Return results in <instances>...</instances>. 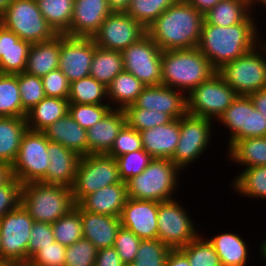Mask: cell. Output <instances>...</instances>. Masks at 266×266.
Segmentation results:
<instances>
[{"instance_id": "obj_1", "label": "cell", "mask_w": 266, "mask_h": 266, "mask_svg": "<svg viewBox=\"0 0 266 266\" xmlns=\"http://www.w3.org/2000/svg\"><path fill=\"white\" fill-rule=\"evenodd\" d=\"M257 22L252 13L242 23L226 27L209 24L204 19L197 48L218 70L225 63L252 50L264 39Z\"/></svg>"}, {"instance_id": "obj_2", "label": "cell", "mask_w": 266, "mask_h": 266, "mask_svg": "<svg viewBox=\"0 0 266 266\" xmlns=\"http://www.w3.org/2000/svg\"><path fill=\"white\" fill-rule=\"evenodd\" d=\"M204 15L185 0H177L146 28V34L162 51L198 46Z\"/></svg>"}, {"instance_id": "obj_3", "label": "cell", "mask_w": 266, "mask_h": 266, "mask_svg": "<svg viewBox=\"0 0 266 266\" xmlns=\"http://www.w3.org/2000/svg\"><path fill=\"white\" fill-rule=\"evenodd\" d=\"M216 72L197 47L162 52L161 85L177 89L186 96Z\"/></svg>"}, {"instance_id": "obj_4", "label": "cell", "mask_w": 266, "mask_h": 266, "mask_svg": "<svg viewBox=\"0 0 266 266\" xmlns=\"http://www.w3.org/2000/svg\"><path fill=\"white\" fill-rule=\"evenodd\" d=\"M20 204L35 222L50 224L76 206L72 188L41 182L22 185Z\"/></svg>"}, {"instance_id": "obj_5", "label": "cell", "mask_w": 266, "mask_h": 266, "mask_svg": "<svg viewBox=\"0 0 266 266\" xmlns=\"http://www.w3.org/2000/svg\"><path fill=\"white\" fill-rule=\"evenodd\" d=\"M181 172L170 159L153 158L143 172L126 182L127 196L156 202L173 200Z\"/></svg>"}, {"instance_id": "obj_6", "label": "cell", "mask_w": 266, "mask_h": 266, "mask_svg": "<svg viewBox=\"0 0 266 266\" xmlns=\"http://www.w3.org/2000/svg\"><path fill=\"white\" fill-rule=\"evenodd\" d=\"M217 72L238 95L248 96L266 89V40L241 57L225 63Z\"/></svg>"}, {"instance_id": "obj_7", "label": "cell", "mask_w": 266, "mask_h": 266, "mask_svg": "<svg viewBox=\"0 0 266 266\" xmlns=\"http://www.w3.org/2000/svg\"><path fill=\"white\" fill-rule=\"evenodd\" d=\"M0 24L30 44L58 35L40 12L36 0H13L0 16Z\"/></svg>"}, {"instance_id": "obj_8", "label": "cell", "mask_w": 266, "mask_h": 266, "mask_svg": "<svg viewBox=\"0 0 266 266\" xmlns=\"http://www.w3.org/2000/svg\"><path fill=\"white\" fill-rule=\"evenodd\" d=\"M49 140L40 131L27 130L21 139L19 151L11 166L12 176L22 185L30 182L46 184L50 160L47 146Z\"/></svg>"}, {"instance_id": "obj_9", "label": "cell", "mask_w": 266, "mask_h": 266, "mask_svg": "<svg viewBox=\"0 0 266 266\" xmlns=\"http://www.w3.org/2000/svg\"><path fill=\"white\" fill-rule=\"evenodd\" d=\"M180 202L175 198L159 202L158 207L157 238L171 249L184 247L202 233Z\"/></svg>"}, {"instance_id": "obj_10", "label": "cell", "mask_w": 266, "mask_h": 266, "mask_svg": "<svg viewBox=\"0 0 266 266\" xmlns=\"http://www.w3.org/2000/svg\"><path fill=\"white\" fill-rule=\"evenodd\" d=\"M238 94L216 72L187 96V113L217 122Z\"/></svg>"}, {"instance_id": "obj_11", "label": "cell", "mask_w": 266, "mask_h": 266, "mask_svg": "<svg viewBox=\"0 0 266 266\" xmlns=\"http://www.w3.org/2000/svg\"><path fill=\"white\" fill-rule=\"evenodd\" d=\"M213 123L211 119L188 113L179 118L180 137L171 161L182 171L193 165V162L196 163L207 148H210L209 143L214 136Z\"/></svg>"}, {"instance_id": "obj_12", "label": "cell", "mask_w": 266, "mask_h": 266, "mask_svg": "<svg viewBox=\"0 0 266 266\" xmlns=\"http://www.w3.org/2000/svg\"><path fill=\"white\" fill-rule=\"evenodd\" d=\"M122 182L116 159L106 154H88L80 158L73 198L77 204L83 197L106 186Z\"/></svg>"}, {"instance_id": "obj_13", "label": "cell", "mask_w": 266, "mask_h": 266, "mask_svg": "<svg viewBox=\"0 0 266 266\" xmlns=\"http://www.w3.org/2000/svg\"><path fill=\"white\" fill-rule=\"evenodd\" d=\"M33 223V218L21 204L0 218L2 261L12 262L17 266L27 265Z\"/></svg>"}, {"instance_id": "obj_14", "label": "cell", "mask_w": 266, "mask_h": 266, "mask_svg": "<svg viewBox=\"0 0 266 266\" xmlns=\"http://www.w3.org/2000/svg\"><path fill=\"white\" fill-rule=\"evenodd\" d=\"M217 121L230 131L227 149L241 139L266 137V119L254 107L249 96L238 95Z\"/></svg>"}, {"instance_id": "obj_15", "label": "cell", "mask_w": 266, "mask_h": 266, "mask_svg": "<svg viewBox=\"0 0 266 266\" xmlns=\"http://www.w3.org/2000/svg\"><path fill=\"white\" fill-rule=\"evenodd\" d=\"M162 52L145 34L122 51L124 71L134 75L145 86L160 85Z\"/></svg>"}, {"instance_id": "obj_16", "label": "cell", "mask_w": 266, "mask_h": 266, "mask_svg": "<svg viewBox=\"0 0 266 266\" xmlns=\"http://www.w3.org/2000/svg\"><path fill=\"white\" fill-rule=\"evenodd\" d=\"M146 34V29L126 12H112L92 36L101 48L123 51Z\"/></svg>"}, {"instance_id": "obj_17", "label": "cell", "mask_w": 266, "mask_h": 266, "mask_svg": "<svg viewBox=\"0 0 266 266\" xmlns=\"http://www.w3.org/2000/svg\"><path fill=\"white\" fill-rule=\"evenodd\" d=\"M92 37H70L60 34V69L69 82L90 76L92 57L95 52Z\"/></svg>"}, {"instance_id": "obj_18", "label": "cell", "mask_w": 266, "mask_h": 266, "mask_svg": "<svg viewBox=\"0 0 266 266\" xmlns=\"http://www.w3.org/2000/svg\"><path fill=\"white\" fill-rule=\"evenodd\" d=\"M158 207L159 202L128 197L120 216L121 226L141 240L157 239Z\"/></svg>"}, {"instance_id": "obj_19", "label": "cell", "mask_w": 266, "mask_h": 266, "mask_svg": "<svg viewBox=\"0 0 266 266\" xmlns=\"http://www.w3.org/2000/svg\"><path fill=\"white\" fill-rule=\"evenodd\" d=\"M137 108L154 110L179 119L187 113L186 95L165 85L145 86L133 103Z\"/></svg>"}, {"instance_id": "obj_20", "label": "cell", "mask_w": 266, "mask_h": 266, "mask_svg": "<svg viewBox=\"0 0 266 266\" xmlns=\"http://www.w3.org/2000/svg\"><path fill=\"white\" fill-rule=\"evenodd\" d=\"M111 13L107 0H74L72 21L65 35L92 37Z\"/></svg>"}, {"instance_id": "obj_21", "label": "cell", "mask_w": 266, "mask_h": 266, "mask_svg": "<svg viewBox=\"0 0 266 266\" xmlns=\"http://www.w3.org/2000/svg\"><path fill=\"white\" fill-rule=\"evenodd\" d=\"M50 164L46 173V184L64 185L72 188L80 156L62 144L48 142Z\"/></svg>"}, {"instance_id": "obj_22", "label": "cell", "mask_w": 266, "mask_h": 266, "mask_svg": "<svg viewBox=\"0 0 266 266\" xmlns=\"http://www.w3.org/2000/svg\"><path fill=\"white\" fill-rule=\"evenodd\" d=\"M140 135L144 151L152 158L171 160L180 137L179 119L140 131Z\"/></svg>"}, {"instance_id": "obj_23", "label": "cell", "mask_w": 266, "mask_h": 266, "mask_svg": "<svg viewBox=\"0 0 266 266\" xmlns=\"http://www.w3.org/2000/svg\"><path fill=\"white\" fill-rule=\"evenodd\" d=\"M127 198V184L122 181L83 197L77 204L87 212L120 217Z\"/></svg>"}, {"instance_id": "obj_24", "label": "cell", "mask_w": 266, "mask_h": 266, "mask_svg": "<svg viewBox=\"0 0 266 266\" xmlns=\"http://www.w3.org/2000/svg\"><path fill=\"white\" fill-rule=\"evenodd\" d=\"M125 124L123 109L112 108L93 127L87 129L88 154H106Z\"/></svg>"}, {"instance_id": "obj_25", "label": "cell", "mask_w": 266, "mask_h": 266, "mask_svg": "<svg viewBox=\"0 0 266 266\" xmlns=\"http://www.w3.org/2000/svg\"><path fill=\"white\" fill-rule=\"evenodd\" d=\"M42 132L50 142L62 144L80 157L88 155L87 130L79 126L69 113Z\"/></svg>"}, {"instance_id": "obj_26", "label": "cell", "mask_w": 266, "mask_h": 266, "mask_svg": "<svg viewBox=\"0 0 266 266\" xmlns=\"http://www.w3.org/2000/svg\"><path fill=\"white\" fill-rule=\"evenodd\" d=\"M83 237L92 242L97 250L114 247L120 217L84 211L81 208Z\"/></svg>"}, {"instance_id": "obj_27", "label": "cell", "mask_w": 266, "mask_h": 266, "mask_svg": "<svg viewBox=\"0 0 266 266\" xmlns=\"http://www.w3.org/2000/svg\"><path fill=\"white\" fill-rule=\"evenodd\" d=\"M30 43L0 24V73L25 72Z\"/></svg>"}, {"instance_id": "obj_28", "label": "cell", "mask_w": 266, "mask_h": 266, "mask_svg": "<svg viewBox=\"0 0 266 266\" xmlns=\"http://www.w3.org/2000/svg\"><path fill=\"white\" fill-rule=\"evenodd\" d=\"M60 56V34L53 39L30 45L25 72L43 77L58 69Z\"/></svg>"}, {"instance_id": "obj_29", "label": "cell", "mask_w": 266, "mask_h": 266, "mask_svg": "<svg viewBox=\"0 0 266 266\" xmlns=\"http://www.w3.org/2000/svg\"><path fill=\"white\" fill-rule=\"evenodd\" d=\"M204 236L213 245L222 266H248L250 247L241 235L225 231L209 238Z\"/></svg>"}, {"instance_id": "obj_30", "label": "cell", "mask_w": 266, "mask_h": 266, "mask_svg": "<svg viewBox=\"0 0 266 266\" xmlns=\"http://www.w3.org/2000/svg\"><path fill=\"white\" fill-rule=\"evenodd\" d=\"M227 150V161L240 169L266 166V137H251L235 141ZM243 166V167H242Z\"/></svg>"}, {"instance_id": "obj_31", "label": "cell", "mask_w": 266, "mask_h": 266, "mask_svg": "<svg viewBox=\"0 0 266 266\" xmlns=\"http://www.w3.org/2000/svg\"><path fill=\"white\" fill-rule=\"evenodd\" d=\"M68 112V99L45 97L27 112V128L42 132Z\"/></svg>"}, {"instance_id": "obj_32", "label": "cell", "mask_w": 266, "mask_h": 266, "mask_svg": "<svg viewBox=\"0 0 266 266\" xmlns=\"http://www.w3.org/2000/svg\"><path fill=\"white\" fill-rule=\"evenodd\" d=\"M27 130L26 117H0V162L12 166Z\"/></svg>"}, {"instance_id": "obj_33", "label": "cell", "mask_w": 266, "mask_h": 266, "mask_svg": "<svg viewBox=\"0 0 266 266\" xmlns=\"http://www.w3.org/2000/svg\"><path fill=\"white\" fill-rule=\"evenodd\" d=\"M145 85L129 72H120L107 87L111 108L124 109L133 104Z\"/></svg>"}, {"instance_id": "obj_34", "label": "cell", "mask_w": 266, "mask_h": 266, "mask_svg": "<svg viewBox=\"0 0 266 266\" xmlns=\"http://www.w3.org/2000/svg\"><path fill=\"white\" fill-rule=\"evenodd\" d=\"M251 14V0H221L205 15L209 24L232 26L242 23Z\"/></svg>"}, {"instance_id": "obj_35", "label": "cell", "mask_w": 266, "mask_h": 266, "mask_svg": "<svg viewBox=\"0 0 266 266\" xmlns=\"http://www.w3.org/2000/svg\"><path fill=\"white\" fill-rule=\"evenodd\" d=\"M124 71L122 51L95 47L92 57L90 76L108 87L111 81Z\"/></svg>"}, {"instance_id": "obj_36", "label": "cell", "mask_w": 266, "mask_h": 266, "mask_svg": "<svg viewBox=\"0 0 266 266\" xmlns=\"http://www.w3.org/2000/svg\"><path fill=\"white\" fill-rule=\"evenodd\" d=\"M235 174L230 183L233 193L246 198L266 199V166H256Z\"/></svg>"}, {"instance_id": "obj_37", "label": "cell", "mask_w": 266, "mask_h": 266, "mask_svg": "<svg viewBox=\"0 0 266 266\" xmlns=\"http://www.w3.org/2000/svg\"><path fill=\"white\" fill-rule=\"evenodd\" d=\"M43 17L57 34H65L72 21L74 0H36Z\"/></svg>"}, {"instance_id": "obj_38", "label": "cell", "mask_w": 266, "mask_h": 266, "mask_svg": "<svg viewBox=\"0 0 266 266\" xmlns=\"http://www.w3.org/2000/svg\"><path fill=\"white\" fill-rule=\"evenodd\" d=\"M68 101L77 104H109L107 87L94 77L81 78L70 83Z\"/></svg>"}, {"instance_id": "obj_39", "label": "cell", "mask_w": 266, "mask_h": 266, "mask_svg": "<svg viewBox=\"0 0 266 266\" xmlns=\"http://www.w3.org/2000/svg\"><path fill=\"white\" fill-rule=\"evenodd\" d=\"M22 108L17 74L0 73V117H26Z\"/></svg>"}, {"instance_id": "obj_40", "label": "cell", "mask_w": 266, "mask_h": 266, "mask_svg": "<svg viewBox=\"0 0 266 266\" xmlns=\"http://www.w3.org/2000/svg\"><path fill=\"white\" fill-rule=\"evenodd\" d=\"M52 230L56 242L70 246L83 237L81 207L76 204L69 213L52 223Z\"/></svg>"}, {"instance_id": "obj_41", "label": "cell", "mask_w": 266, "mask_h": 266, "mask_svg": "<svg viewBox=\"0 0 266 266\" xmlns=\"http://www.w3.org/2000/svg\"><path fill=\"white\" fill-rule=\"evenodd\" d=\"M123 111L126 117V124L139 132L168 124L173 120L166 113L157 112L152 109L137 108L134 104L125 107Z\"/></svg>"}, {"instance_id": "obj_42", "label": "cell", "mask_w": 266, "mask_h": 266, "mask_svg": "<svg viewBox=\"0 0 266 266\" xmlns=\"http://www.w3.org/2000/svg\"><path fill=\"white\" fill-rule=\"evenodd\" d=\"M203 235L200 234L180 250L187 256L190 266H222L213 245Z\"/></svg>"}, {"instance_id": "obj_43", "label": "cell", "mask_w": 266, "mask_h": 266, "mask_svg": "<svg viewBox=\"0 0 266 266\" xmlns=\"http://www.w3.org/2000/svg\"><path fill=\"white\" fill-rule=\"evenodd\" d=\"M177 0H131L126 13L138 21L145 29Z\"/></svg>"}, {"instance_id": "obj_44", "label": "cell", "mask_w": 266, "mask_h": 266, "mask_svg": "<svg viewBox=\"0 0 266 266\" xmlns=\"http://www.w3.org/2000/svg\"><path fill=\"white\" fill-rule=\"evenodd\" d=\"M171 250V248L163 244L158 238L141 240L133 265L166 266Z\"/></svg>"}, {"instance_id": "obj_45", "label": "cell", "mask_w": 266, "mask_h": 266, "mask_svg": "<svg viewBox=\"0 0 266 266\" xmlns=\"http://www.w3.org/2000/svg\"><path fill=\"white\" fill-rule=\"evenodd\" d=\"M22 108L28 112L46 97L41 77L22 72L17 74Z\"/></svg>"}, {"instance_id": "obj_46", "label": "cell", "mask_w": 266, "mask_h": 266, "mask_svg": "<svg viewBox=\"0 0 266 266\" xmlns=\"http://www.w3.org/2000/svg\"><path fill=\"white\" fill-rule=\"evenodd\" d=\"M110 104H77L69 103V114L86 130L93 127L110 110Z\"/></svg>"}, {"instance_id": "obj_47", "label": "cell", "mask_w": 266, "mask_h": 266, "mask_svg": "<svg viewBox=\"0 0 266 266\" xmlns=\"http://www.w3.org/2000/svg\"><path fill=\"white\" fill-rule=\"evenodd\" d=\"M115 159L120 179L126 183L129 179L143 172L153 158L144 150H137Z\"/></svg>"}, {"instance_id": "obj_48", "label": "cell", "mask_w": 266, "mask_h": 266, "mask_svg": "<svg viewBox=\"0 0 266 266\" xmlns=\"http://www.w3.org/2000/svg\"><path fill=\"white\" fill-rule=\"evenodd\" d=\"M64 266H95L97 249L88 239L82 237L66 247Z\"/></svg>"}, {"instance_id": "obj_49", "label": "cell", "mask_w": 266, "mask_h": 266, "mask_svg": "<svg viewBox=\"0 0 266 266\" xmlns=\"http://www.w3.org/2000/svg\"><path fill=\"white\" fill-rule=\"evenodd\" d=\"M137 150H144L140 132L125 124L106 155L117 158Z\"/></svg>"}, {"instance_id": "obj_50", "label": "cell", "mask_w": 266, "mask_h": 266, "mask_svg": "<svg viewBox=\"0 0 266 266\" xmlns=\"http://www.w3.org/2000/svg\"><path fill=\"white\" fill-rule=\"evenodd\" d=\"M141 239L131 230L120 227L117 231L114 248L124 264L133 263Z\"/></svg>"}, {"instance_id": "obj_51", "label": "cell", "mask_w": 266, "mask_h": 266, "mask_svg": "<svg viewBox=\"0 0 266 266\" xmlns=\"http://www.w3.org/2000/svg\"><path fill=\"white\" fill-rule=\"evenodd\" d=\"M66 246L53 242L42 247L27 263L26 266H64Z\"/></svg>"}, {"instance_id": "obj_52", "label": "cell", "mask_w": 266, "mask_h": 266, "mask_svg": "<svg viewBox=\"0 0 266 266\" xmlns=\"http://www.w3.org/2000/svg\"><path fill=\"white\" fill-rule=\"evenodd\" d=\"M46 97L68 99L70 82L60 69L41 77Z\"/></svg>"}, {"instance_id": "obj_53", "label": "cell", "mask_w": 266, "mask_h": 266, "mask_svg": "<svg viewBox=\"0 0 266 266\" xmlns=\"http://www.w3.org/2000/svg\"><path fill=\"white\" fill-rule=\"evenodd\" d=\"M29 238L28 262L42 247L55 242L52 224L34 221Z\"/></svg>"}, {"instance_id": "obj_54", "label": "cell", "mask_w": 266, "mask_h": 266, "mask_svg": "<svg viewBox=\"0 0 266 266\" xmlns=\"http://www.w3.org/2000/svg\"><path fill=\"white\" fill-rule=\"evenodd\" d=\"M21 188L22 184L15 177L0 187V218L20 205Z\"/></svg>"}, {"instance_id": "obj_55", "label": "cell", "mask_w": 266, "mask_h": 266, "mask_svg": "<svg viewBox=\"0 0 266 266\" xmlns=\"http://www.w3.org/2000/svg\"><path fill=\"white\" fill-rule=\"evenodd\" d=\"M123 264L114 247L97 250L95 266H123Z\"/></svg>"}, {"instance_id": "obj_56", "label": "cell", "mask_w": 266, "mask_h": 266, "mask_svg": "<svg viewBox=\"0 0 266 266\" xmlns=\"http://www.w3.org/2000/svg\"><path fill=\"white\" fill-rule=\"evenodd\" d=\"M254 107L266 119V89L258 90L248 95Z\"/></svg>"}, {"instance_id": "obj_57", "label": "cell", "mask_w": 266, "mask_h": 266, "mask_svg": "<svg viewBox=\"0 0 266 266\" xmlns=\"http://www.w3.org/2000/svg\"><path fill=\"white\" fill-rule=\"evenodd\" d=\"M166 266H190L187 256L180 249H172Z\"/></svg>"}, {"instance_id": "obj_58", "label": "cell", "mask_w": 266, "mask_h": 266, "mask_svg": "<svg viewBox=\"0 0 266 266\" xmlns=\"http://www.w3.org/2000/svg\"><path fill=\"white\" fill-rule=\"evenodd\" d=\"M202 15H205L221 0H185Z\"/></svg>"}, {"instance_id": "obj_59", "label": "cell", "mask_w": 266, "mask_h": 266, "mask_svg": "<svg viewBox=\"0 0 266 266\" xmlns=\"http://www.w3.org/2000/svg\"><path fill=\"white\" fill-rule=\"evenodd\" d=\"M112 12H126L131 0H107Z\"/></svg>"}, {"instance_id": "obj_60", "label": "cell", "mask_w": 266, "mask_h": 266, "mask_svg": "<svg viewBox=\"0 0 266 266\" xmlns=\"http://www.w3.org/2000/svg\"><path fill=\"white\" fill-rule=\"evenodd\" d=\"M12 177L11 166L0 162V187L6 184Z\"/></svg>"}, {"instance_id": "obj_61", "label": "cell", "mask_w": 266, "mask_h": 266, "mask_svg": "<svg viewBox=\"0 0 266 266\" xmlns=\"http://www.w3.org/2000/svg\"><path fill=\"white\" fill-rule=\"evenodd\" d=\"M256 5L258 6H263V9L266 10V0H251V13L256 17L257 16V11H256ZM255 6V7H254ZM255 11V12H254ZM256 15H255V14Z\"/></svg>"}, {"instance_id": "obj_62", "label": "cell", "mask_w": 266, "mask_h": 266, "mask_svg": "<svg viewBox=\"0 0 266 266\" xmlns=\"http://www.w3.org/2000/svg\"><path fill=\"white\" fill-rule=\"evenodd\" d=\"M260 249H257L258 250V253L259 256L264 260L266 261V239H264L262 241V243H260V246H259ZM260 250V251H259ZM266 263V262H265Z\"/></svg>"}, {"instance_id": "obj_63", "label": "cell", "mask_w": 266, "mask_h": 266, "mask_svg": "<svg viewBox=\"0 0 266 266\" xmlns=\"http://www.w3.org/2000/svg\"><path fill=\"white\" fill-rule=\"evenodd\" d=\"M13 0H0V16L8 9Z\"/></svg>"}, {"instance_id": "obj_64", "label": "cell", "mask_w": 266, "mask_h": 266, "mask_svg": "<svg viewBox=\"0 0 266 266\" xmlns=\"http://www.w3.org/2000/svg\"><path fill=\"white\" fill-rule=\"evenodd\" d=\"M0 266H17V265L12 262L2 261L0 262Z\"/></svg>"}, {"instance_id": "obj_65", "label": "cell", "mask_w": 266, "mask_h": 266, "mask_svg": "<svg viewBox=\"0 0 266 266\" xmlns=\"http://www.w3.org/2000/svg\"><path fill=\"white\" fill-rule=\"evenodd\" d=\"M0 262H2L1 242H0Z\"/></svg>"}, {"instance_id": "obj_66", "label": "cell", "mask_w": 266, "mask_h": 266, "mask_svg": "<svg viewBox=\"0 0 266 266\" xmlns=\"http://www.w3.org/2000/svg\"><path fill=\"white\" fill-rule=\"evenodd\" d=\"M123 266H134L133 263L123 264Z\"/></svg>"}]
</instances>
